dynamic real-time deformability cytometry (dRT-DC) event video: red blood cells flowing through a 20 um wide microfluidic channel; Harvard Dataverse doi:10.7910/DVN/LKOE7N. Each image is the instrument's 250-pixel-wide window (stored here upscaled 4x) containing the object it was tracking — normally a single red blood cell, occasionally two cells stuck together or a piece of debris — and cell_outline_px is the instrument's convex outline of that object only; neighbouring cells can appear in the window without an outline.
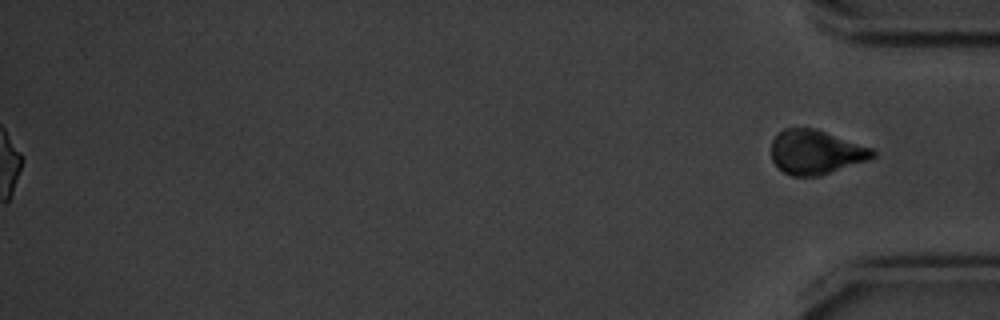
{"species": "common noctule bat (a hibernating species)", "species_latin": "Nyctalus noctula", "temperature_condition": "cold", "stored_images_in_passage": 53, "segment_of_instrument_passage": [2, 2], "camera_frame_rate_fps": 3000, "um_per_image_px": 0.085, "animal": {"sex": "male", "body_mass_g": 20.1, "forearm_length_mm": 53.5}, "frame": {"image": 1, "passage_image": 53, "time_ms": 17.333, "image_size_px": [1000, 320], "cell_outline_px": [[876, 156], [872, 160], [820, 176], [792, 176], [784, 172], [772, 160], [772, 140], [776, 132], [784, 128], [816, 128], [872, 148], [876, 152]], "centroid_in_image_um": [69.38, 12.93], "position_along_channel_um": 365.8, "area_um2": 26.53}}